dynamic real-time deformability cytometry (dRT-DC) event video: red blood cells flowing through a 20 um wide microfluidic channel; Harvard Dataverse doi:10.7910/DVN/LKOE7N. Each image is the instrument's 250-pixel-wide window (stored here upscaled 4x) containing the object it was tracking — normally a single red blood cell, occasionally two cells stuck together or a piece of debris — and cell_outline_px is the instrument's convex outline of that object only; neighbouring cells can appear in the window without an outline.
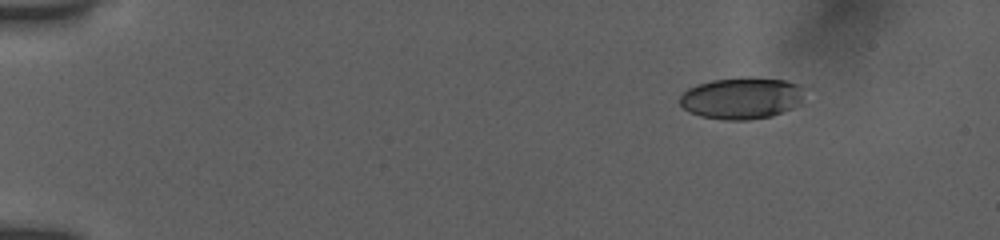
{"species": "human", "species_latin": "Homo sapiens", "temperature_condition": "room temperature", "stored_images_in_passage": 44, "camera_frame_rate_fps": 3000, "um_per_image_px": 0.085, "donor": {"sex": "female"}, "frame": {"image": 1, "passage_image": 1, "time_ms": 0.0, "image_size_px": [1000, 240], "cell_outline_px": [[796, 96], [788, 108], [772, 116], [748, 120], [724, 120], [700, 116], [688, 112], [680, 104], [680, 96], [688, 88], [696, 84], [712, 80], [744, 76], [748, 76], [784, 80], [796, 84]], "centroid_in_image_um": [62.81, 8.33], "position_along_channel_um": 22.2, "area_um2": 29.3}}
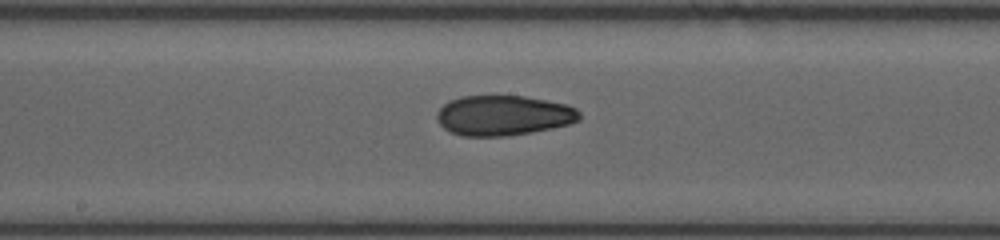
{"frame": {"image": 2, "passage_image": 24, "time_ms": 7.667, "image_size_px": [1000, 240], "cell_outline_px": [[580, 120], [568, 124], [552, 128], [532, 132], [508, 136], [464, 136], [448, 132], [436, 120], [436, 112], [444, 104], [460, 96], [524, 96], [568, 104], [576, 108], [580, 112]], "centroid_in_image_um": [42.79, 9.82], "position_along_channel_um": 205.4, "area_um2": 33.52}}
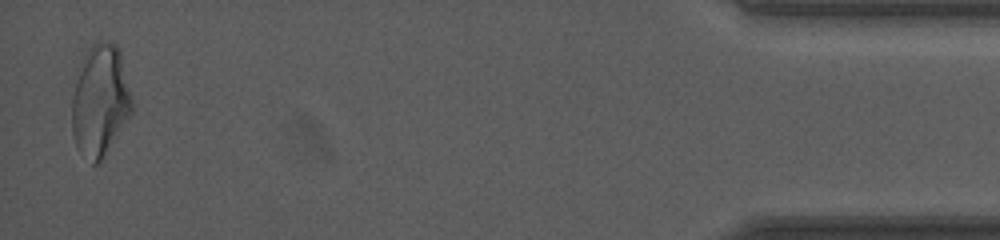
{"frame": {"image": 3, "passage_image": 43, "time_ms": 1682.0, "image_size_px": [1000, 240], "cell_outline_px": [[132, 112], [104, 156], [96, 164], [92, 164], [76, 148], [72, 132], [72, 100], [80, 60], [84, 52], [92, 44], [100, 40], [116, 44], [120, 48], [132, 100]], "centroid_in_image_um": [8.5, 8.52], "position_along_channel_um": 426.7, "area_um2": 39.13}, "authors_computed_cell_mechanics": {"area_um2": 33.4662, "velocity_mm_per_s": 3.8867, "shape_relaxation_time_tau1_ms": 3.2349, "shape_relaxation_time_tau2_ms": null, "deformation_change_tau1": 0.104, "deformation_change_tau2": null}}